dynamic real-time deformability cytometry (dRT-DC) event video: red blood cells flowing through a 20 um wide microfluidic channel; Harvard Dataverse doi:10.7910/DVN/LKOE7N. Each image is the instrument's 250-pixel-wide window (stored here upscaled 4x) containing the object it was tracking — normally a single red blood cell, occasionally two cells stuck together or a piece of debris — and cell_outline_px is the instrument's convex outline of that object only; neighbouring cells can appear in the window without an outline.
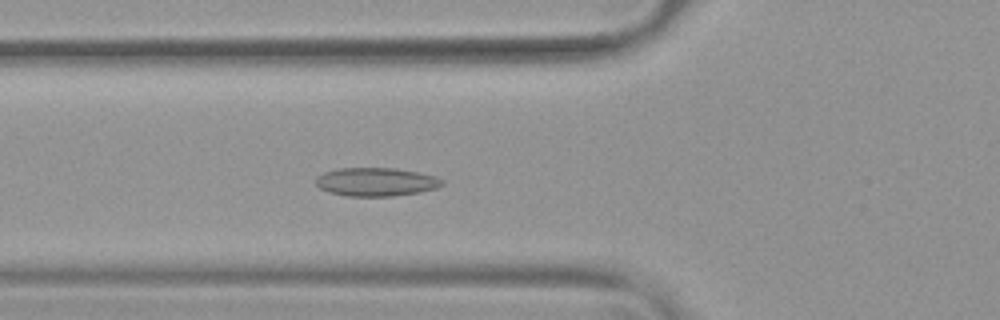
{"species": "common noctule bat (a hibernating species)", "species_latin": "Nyctalus noctula", "temperature_condition": "warm", "stored_images_in_passage": 50, "camera_frame_rate_fps": 3000, "um_per_image_px": 0.085, "animal": {"sex": "female", "body_mass_g": 19.9}, "frame": {"image": 1, "passage_image": 17, "time_ms": 5.333, "image_size_px": [1000, 320], "cell_outline_px": [[444, 184], [436, 188], [420, 192], [392, 196], [344, 196], [328, 192], [320, 188], [316, 184], [316, 176], [324, 172], [336, 168], [396, 168], [420, 172], [436, 176], [444, 180]], "centroid_in_image_um": [31.97, 15.45], "position_along_channel_um": 93.8, "area_um2": 21.21}}
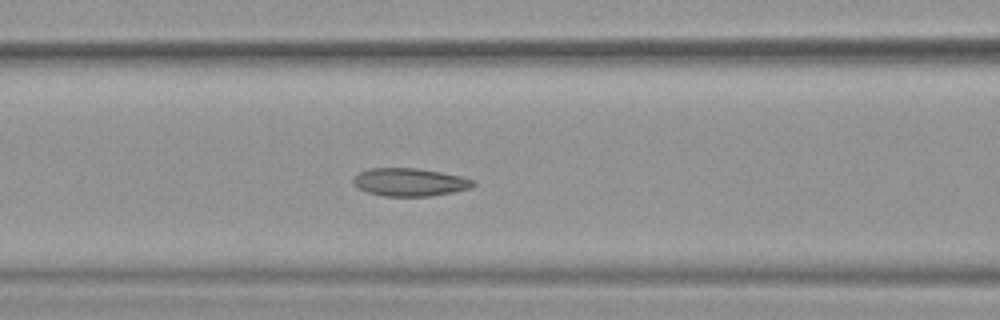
{"frame": {"image": 2, "passage_image": 20, "time_ms": 6.333, "image_size_px": [1000, 320], "cell_outline_px": [[476, 184], [472, 188], [432, 196], [384, 196], [368, 192], [356, 188], [352, 180], [360, 172], [368, 168], [416, 168], [440, 172], [460, 176], [476, 180]], "centroid_in_image_um": [34.84, 15.48], "position_along_channel_um": 131.8, "area_um2": 19.59}}
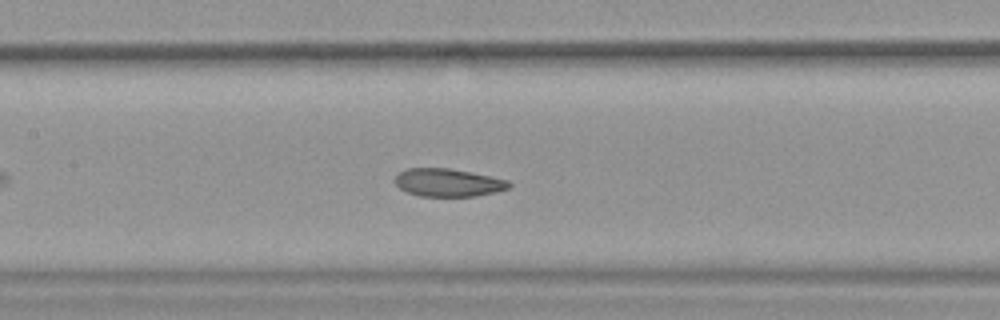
{"frame": {"image": 3, "passage_image": 23, "time_ms": 7.333, "image_size_px": [1000, 320], "cell_outline_px": [[512, 184], [508, 188], [496, 192], [476, 196], [420, 196], [408, 192], [400, 188], [396, 184], [396, 176], [400, 172], [408, 168], [448, 168], [508, 180]], "centroid_in_image_um": [38.1, 15.52], "position_along_channel_um": 169.3, "area_um2": 18.26}, "authors_computed_cell_mechanics": {"area_um2": 20.2878, "velocity_mm_per_s": 3.7632, "shape_relaxation_time_tau1_ms": null, "shape_relaxation_time_tau2_ms": 3.1588, "deformation_change_tau1": null, "deformation_change_tau2": 0.0747}}